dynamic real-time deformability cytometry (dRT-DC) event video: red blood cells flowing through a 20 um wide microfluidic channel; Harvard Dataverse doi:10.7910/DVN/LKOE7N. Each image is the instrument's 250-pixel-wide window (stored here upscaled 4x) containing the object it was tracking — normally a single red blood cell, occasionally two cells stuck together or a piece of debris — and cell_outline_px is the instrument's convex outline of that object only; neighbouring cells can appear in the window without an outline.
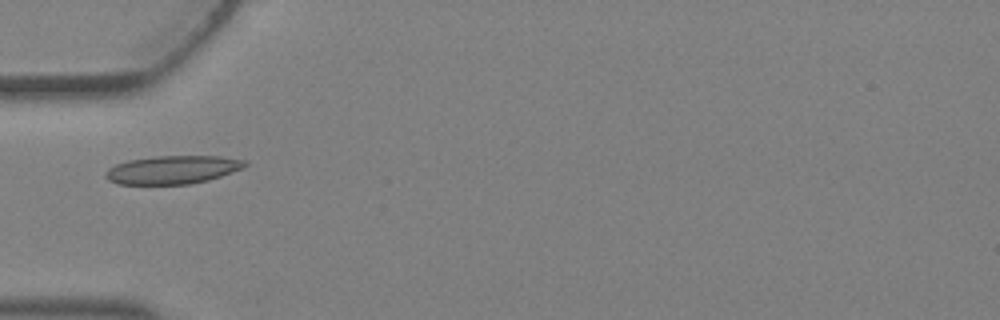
{"species": "Egyptian fruit bat (a non-hibernating species)", "species_latin": "Rousettus aegyptiacus", "temperature_condition": "warm", "stored_images_in_passage": 4, "camera_frame_rate_fps": 3000, "um_per_image_px": 0.085, "animal": {"sex": "female"}, "frame": {"image": 1, "passage_image": 4, "time_ms": 1.0, "image_size_px": [1000, 320], "cell_outline_px": [[248, 164], [244, 168], [208, 180], [192, 184], [116, 184], [108, 180], [104, 176], [104, 172], [108, 168], [116, 164], [128, 160], [156, 156], [220, 156], [248, 160]], "centroid_in_image_um": [14.67, 14.42], "position_along_channel_um": 70.3, "area_um2": 23.18}}